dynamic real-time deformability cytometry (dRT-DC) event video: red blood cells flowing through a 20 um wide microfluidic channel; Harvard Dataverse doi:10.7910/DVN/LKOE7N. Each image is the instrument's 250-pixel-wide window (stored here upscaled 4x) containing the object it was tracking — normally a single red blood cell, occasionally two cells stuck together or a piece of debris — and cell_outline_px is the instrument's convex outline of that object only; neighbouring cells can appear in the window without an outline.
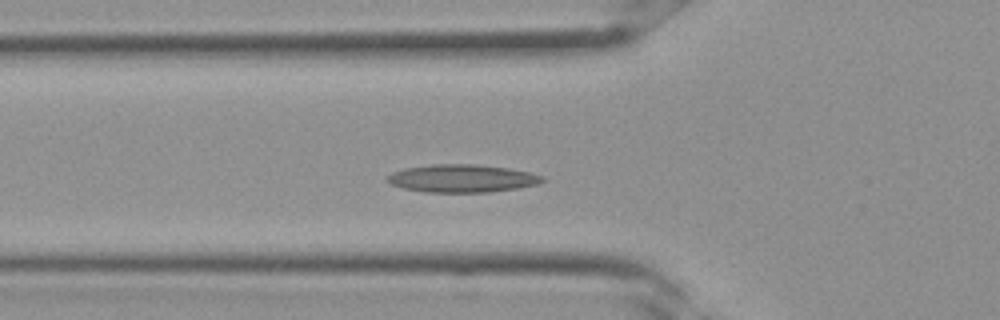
{"species": "Egyptian fruit bat (a non-hibernating species)", "species_latin": "Rousettus aegyptiacus", "temperature_condition": "room temperature", "stored_images_in_passage": 33, "camera_frame_rate_fps": 3000, "um_per_image_px": 0.085, "frame": {"image": 1, "passage_image": 10, "time_ms": 3.0, "image_size_px": [1000, 320], "cell_outline_px": [[544, 180], [540, 184], [516, 188], [488, 192], [428, 192], [404, 188], [392, 184], [384, 180], [392, 172], [404, 168], [432, 164], [472, 164], [508, 168], [528, 172], [544, 176]], "centroid_in_image_um": [39.27, 15.16], "position_along_channel_um": 86.5, "area_um2": 25.03}}
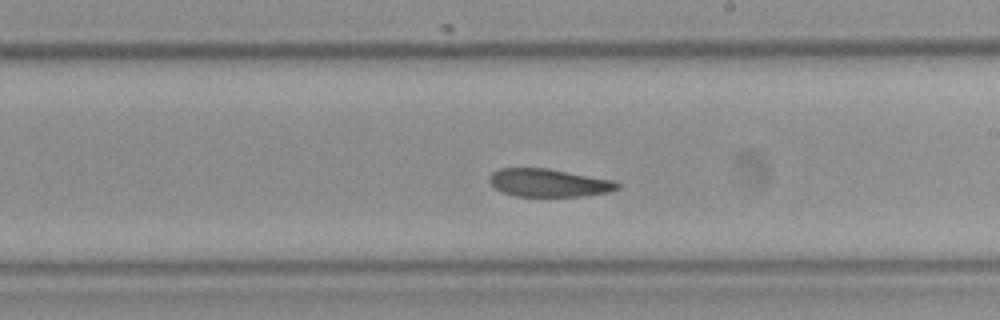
{"frame": {"image": 2, "passage_image": 18, "time_ms": 5.667, "image_size_px": [1000, 320], "cell_outline_px": [[620, 188], [608, 192], [584, 196], [516, 196], [504, 192], [496, 188], [488, 180], [488, 176], [492, 172], [500, 168], [548, 168], [616, 180], [620, 184]], "centroid_in_image_um": [46.68, 15.53], "position_along_channel_um": 242.3, "area_um2": 20.98}}
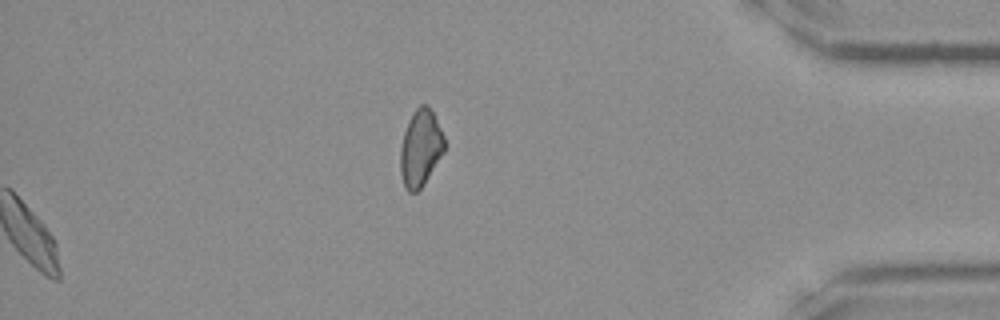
{"frame": {"image": 3, "passage_image": 33, "time_ms": 10.667, "image_size_px": [1000, 320], "cell_outline_px": [[444, 152], [424, 184], [416, 192], [408, 192], [404, 188], [400, 172], [400, 148], [404, 132], [408, 120], [412, 112], [420, 104], [428, 104], [444, 136]], "centroid_in_image_um": [35.72, 12.59], "position_along_channel_um": 399.5, "area_um2": 19.77}}